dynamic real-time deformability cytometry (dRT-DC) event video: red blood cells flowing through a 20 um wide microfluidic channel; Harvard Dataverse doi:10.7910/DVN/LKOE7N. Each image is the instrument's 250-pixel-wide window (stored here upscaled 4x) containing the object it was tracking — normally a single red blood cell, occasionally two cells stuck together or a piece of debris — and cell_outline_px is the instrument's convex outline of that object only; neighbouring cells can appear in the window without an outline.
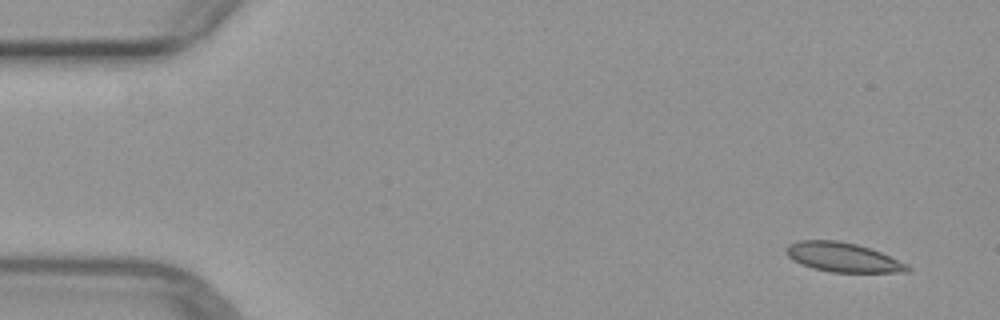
{"species": "common noctule bat (a hibernating species)", "species_latin": "Nyctalus noctula", "temperature_condition": "warm", "stored_images_in_passage": 4, "camera_frame_rate_fps": 3000, "um_per_image_px": 0.085, "animal": {"sex": "female", "body_mass_g": 29.2, "forearm_length_mm": 56.3}, "frame": {"image": 1, "passage_image": 1, "time_ms": 0.0, "image_size_px": [1000, 320], "cell_outline_px": [[912, 268], [908, 272], [832, 272], [812, 268], [800, 264], [792, 260], [784, 252], [788, 244], [796, 240], [836, 240], [856, 244], [880, 252]], "centroid_in_image_um": [71.55, 21.86], "position_along_channel_um": 13.5, "area_um2": 20.58}}